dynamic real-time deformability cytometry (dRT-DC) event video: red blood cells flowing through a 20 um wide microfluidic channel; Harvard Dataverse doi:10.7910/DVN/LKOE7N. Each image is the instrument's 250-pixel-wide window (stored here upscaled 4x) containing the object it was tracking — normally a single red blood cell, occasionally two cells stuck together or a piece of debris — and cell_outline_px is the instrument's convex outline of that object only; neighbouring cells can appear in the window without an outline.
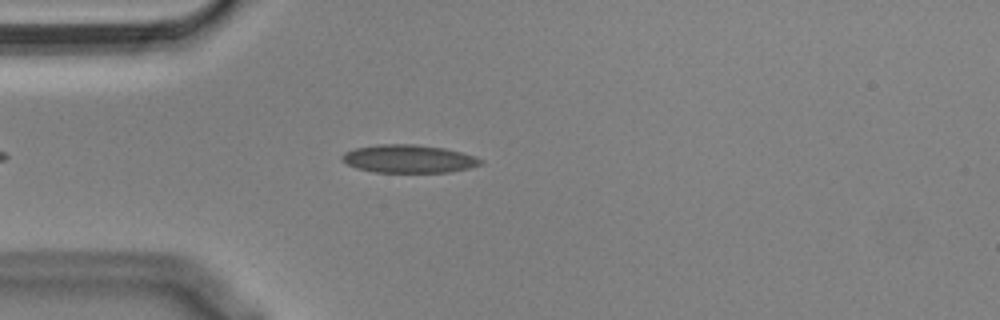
{"species": "Egyptian fruit bat (a non-hibernating species)", "species_latin": "Rousettus aegyptiacus", "temperature_condition": "cold", "stored_images_in_passage": 47, "camera_frame_rate_fps": 3000, "um_per_image_px": 0.085, "animal": {"sex": "male"}, "frame": {"image": 1, "passage_image": 7, "time_ms": 2.0, "image_size_px": [1000, 320], "cell_outline_px": [[484, 164], [468, 168], [448, 172], [372, 172], [356, 168], [340, 160], [340, 156], [344, 152], [356, 148], [376, 144], [416, 144], [444, 148], [476, 156], [484, 160]], "centroid_in_image_um": [34.73, 13.49], "position_along_channel_um": 50.3, "area_um2": 22.83}}
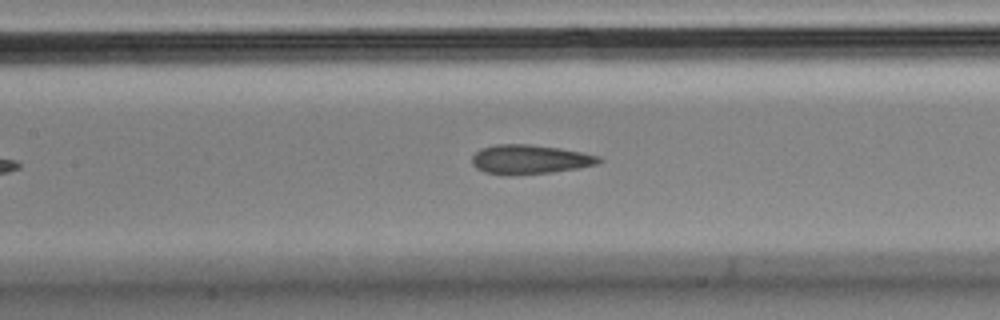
{"frame": {"image": 2, "passage_image": 17, "time_ms": 5.333, "image_size_px": [1000, 320], "cell_outline_px": [[604, 160], [596, 164], [580, 168], [552, 172], [504, 176], [484, 172], [476, 168], [472, 164], [472, 156], [480, 148], [496, 144], [528, 144], [560, 148], [600, 156]], "centroid_in_image_um": [45.01, 13.56], "position_along_channel_um": 162.4, "area_um2": 21.85}}
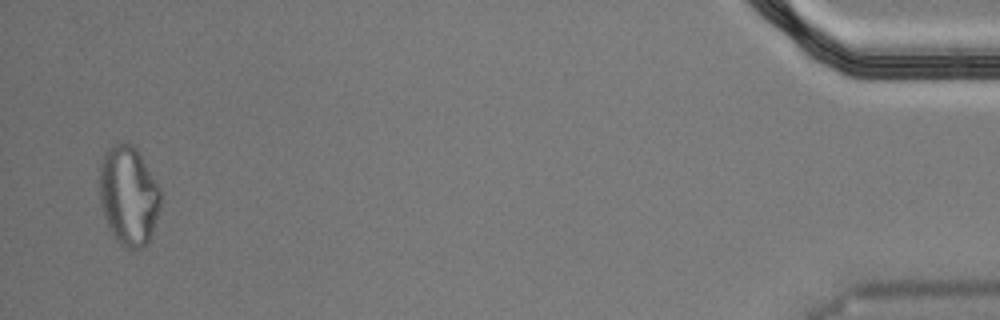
{"frame": {"image": 3, "passage_image": 46, "time_ms": 15.0, "image_size_px": [1000, 320], "cell_outline_px": [[160, 208], [152, 236], [148, 244], [144, 248], [124, 248], [116, 240], [104, 216], [100, 200], [100, 164], [108, 148], [120, 140], [124, 140], [132, 144], [136, 148], [160, 188]], "centroid_in_image_um": [10.94, 16.63], "position_along_channel_um": 424.3, "area_um2": 35.49}, "authors_computed_cell_mechanics": {"area_um2": 22.3108, "velocity_mm_per_s": 3.5983, "shape_relaxation_time_tau1_ms": null, "shape_relaxation_time_tau2_ms": 2.0981, "deformation_change_tau1": null, "deformation_change_tau2": 0.0874}}